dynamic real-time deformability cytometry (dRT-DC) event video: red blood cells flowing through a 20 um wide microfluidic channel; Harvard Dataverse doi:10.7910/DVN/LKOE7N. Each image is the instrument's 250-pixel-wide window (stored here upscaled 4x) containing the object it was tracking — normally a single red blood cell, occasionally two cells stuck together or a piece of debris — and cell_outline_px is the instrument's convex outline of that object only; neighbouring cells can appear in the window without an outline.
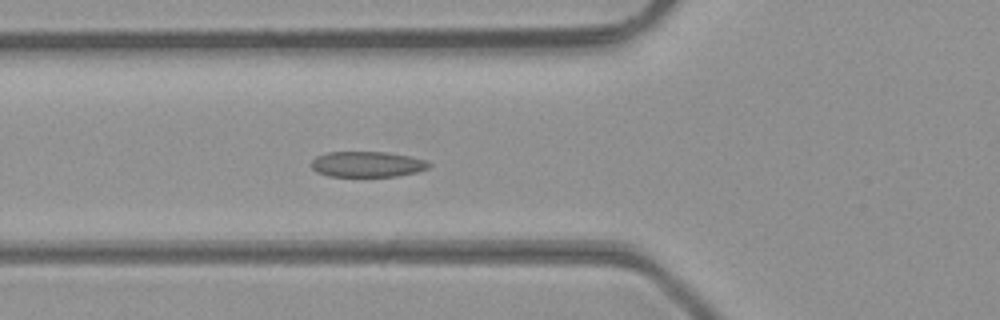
{"species": "common noctule bat (a hibernating species)", "species_latin": "Nyctalus noctula", "temperature_condition": "room temperature", "stored_images_in_passage": 20, "camera_frame_rate_fps": 3000, "um_per_image_px": 0.085, "animal": {"sex": "male", "body_mass_g": 23.1, "forearm_length_mm": 52.7}, "frame": {"image": 1, "passage_image": 8, "time_ms": 2.333, "image_size_px": [1000, 320], "cell_outline_px": [[432, 164], [428, 168], [416, 172], [396, 176], [328, 176], [316, 172], [312, 168], [312, 160], [316, 156], [328, 152], [388, 152], [428, 160]], "centroid_in_image_um": [31.22, 13.95], "position_along_channel_um": 94.6, "area_um2": 17.57}}
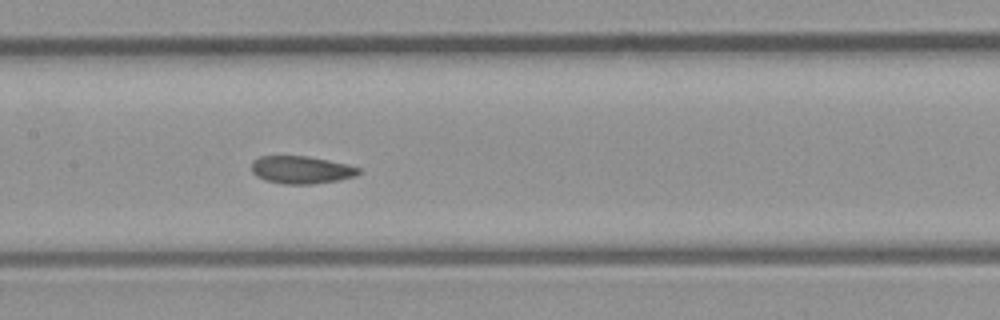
{"frame": {"image": 2, "passage_image": 14, "time_ms": 4.333, "image_size_px": [1000, 320], "cell_outline_px": [[360, 172], [356, 176], [340, 180], [312, 184], [284, 184], [264, 180], [256, 176], [252, 172], [252, 160], [260, 156], [308, 156], [348, 164], [360, 168]], "centroid_in_image_um": [25.61, 14.44], "position_along_channel_um": 181.8, "area_um2": 17.4}}
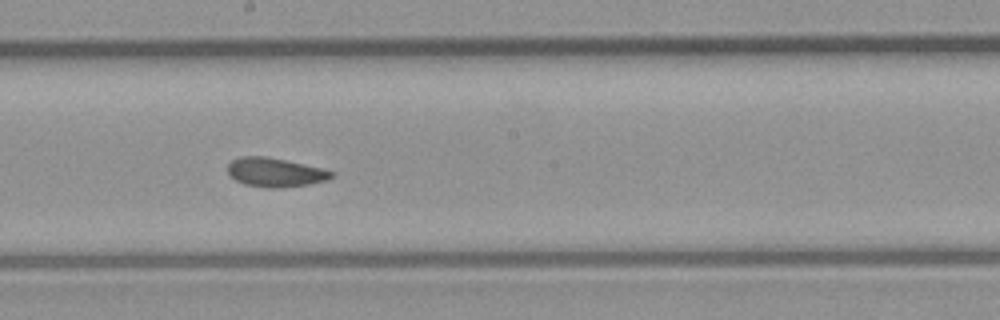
{"frame": {"image": 3, "passage_image": 17, "time_ms": 5.333, "image_size_px": [1000, 320], "cell_outline_px": [[336, 176], [328, 180], [308, 184], [280, 188], [264, 188], [244, 184], [236, 180], [228, 172], [228, 164], [232, 160], [240, 156], [268, 156], [320, 168], [336, 172]], "centroid_in_image_um": [23.41, 14.65], "position_along_channel_um": 224.8, "area_um2": 17.63}}